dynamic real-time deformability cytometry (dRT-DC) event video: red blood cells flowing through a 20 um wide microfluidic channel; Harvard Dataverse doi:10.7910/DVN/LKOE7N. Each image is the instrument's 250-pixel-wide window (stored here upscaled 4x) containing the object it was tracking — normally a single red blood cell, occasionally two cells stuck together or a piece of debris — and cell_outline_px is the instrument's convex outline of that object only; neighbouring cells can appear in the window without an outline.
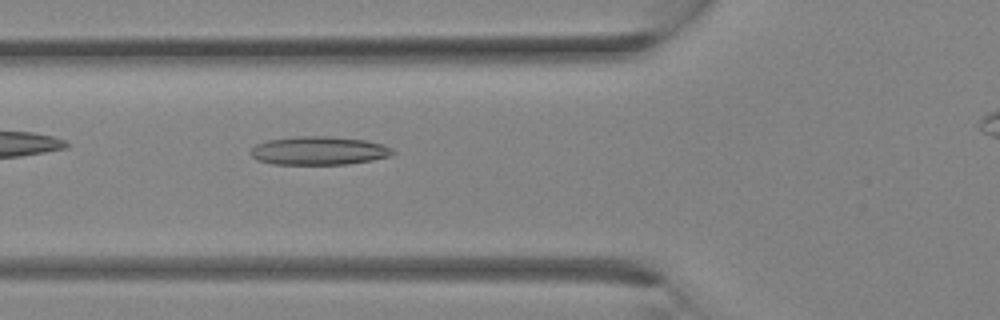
{"species": "Egyptian fruit bat (a non-hibernating species)", "species_latin": "Rousettus aegyptiacus", "temperature_condition": "room temperature", "stored_images_in_passage": 11, "camera_frame_rate_fps": 3000, "um_per_image_px": 0.085, "animal": {"sex": "female"}, "frame": {"image": 1, "passage_image": 11, "time_ms": 3.333, "image_size_px": [1000, 320], "cell_outline_px": [[396, 152], [392, 156], [372, 160], [348, 164], [272, 164], [256, 160], [252, 156], [252, 148], [256, 144], [268, 140], [296, 136], [332, 136], [364, 140], [384, 144], [392, 148]], "centroid_in_image_um": [27.14, 12.81], "position_along_channel_um": 98.7, "area_um2": 23.7}}